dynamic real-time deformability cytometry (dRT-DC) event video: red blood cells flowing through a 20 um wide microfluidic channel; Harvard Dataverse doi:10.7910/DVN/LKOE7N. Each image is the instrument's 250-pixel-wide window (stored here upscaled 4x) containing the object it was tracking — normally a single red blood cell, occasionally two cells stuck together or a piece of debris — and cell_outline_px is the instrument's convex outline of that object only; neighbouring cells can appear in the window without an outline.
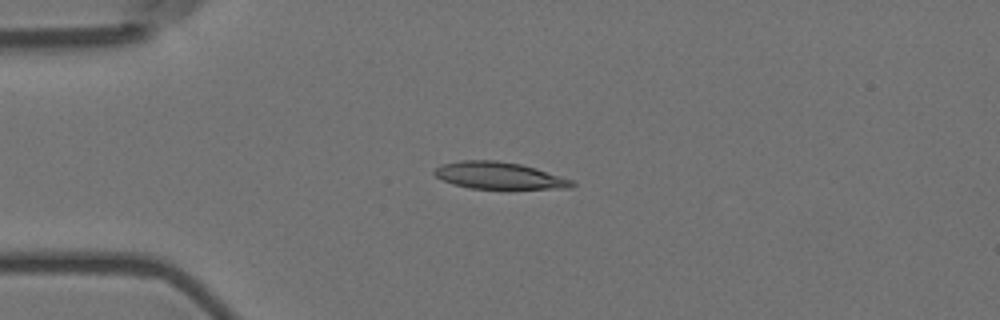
{"species": "Egyptian fruit bat (a non-hibernating species)", "species_latin": "Rousettus aegyptiacus", "temperature_condition": "room temperature", "stored_images_in_passage": 5, "camera_frame_rate_fps": 3000, "um_per_image_px": 0.085, "animal": {"sex": "female"}, "frame": {"image": 1, "passage_image": 4, "time_ms": 1.0, "image_size_px": [1000, 320], "cell_outline_px": [[576, 184], [572, 188], [508, 192], [468, 188], [452, 184], [436, 176], [432, 172], [440, 164], [460, 160], [496, 160], [520, 164], [536, 168], [572, 180]], "centroid_in_image_um": [42.48, 14.99], "position_along_channel_um": 42.5, "area_um2": 22.95}}